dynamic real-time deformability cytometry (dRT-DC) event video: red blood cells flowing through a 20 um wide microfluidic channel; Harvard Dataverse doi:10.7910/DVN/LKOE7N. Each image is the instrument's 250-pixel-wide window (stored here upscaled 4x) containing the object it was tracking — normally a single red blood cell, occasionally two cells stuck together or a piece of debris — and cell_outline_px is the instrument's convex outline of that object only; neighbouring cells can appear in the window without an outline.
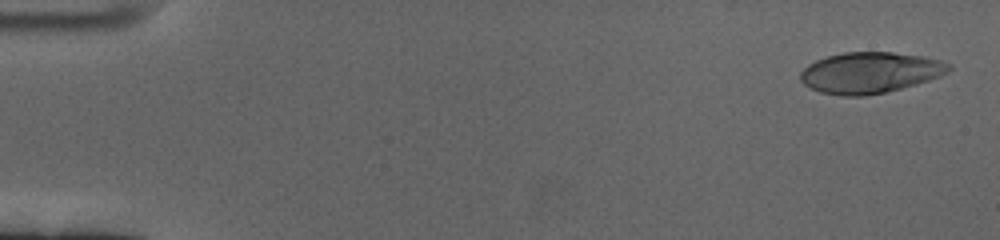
{"species": "human", "species_latin": "Homo sapiens", "temperature_condition": "cold", "stored_images_in_passage": 60, "camera_frame_rate_fps": 3000, "um_per_image_px": 0.085, "donor": {"sex": "female"}, "frame": {"image": 1, "passage_image": 2, "time_ms": 0.333, "image_size_px": [1000, 240], "cell_outline_px": [[952, 68], [948, 72], [940, 76], [928, 80], [900, 88], [884, 92], [864, 96], [844, 96], [820, 92], [804, 84], [800, 80], [800, 72], [808, 64], [816, 60], [828, 56], [844, 52], [892, 52], [920, 56], [940, 60], [948, 64]], "centroid_in_image_um": [73.92, 6.17], "position_along_channel_um": 11.1, "area_um2": 35.14}}
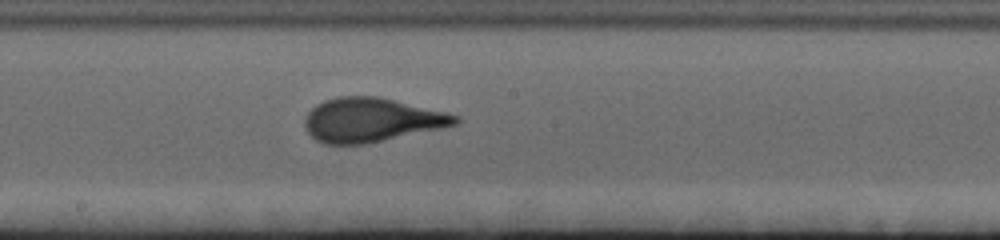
{"frame": {"image": 2, "passage_image": 33, "time_ms": 10.667, "image_size_px": [1000, 240], "cell_outline_px": [[460, 120], [456, 124], [440, 128], [364, 144], [324, 144], [316, 140], [308, 132], [304, 124], [304, 120], [308, 112], [316, 104], [324, 100], [340, 96], [376, 96], [444, 112], [460, 116]], "centroid_in_image_um": [31.51, 10.19], "position_along_channel_um": 216.7, "area_um2": 38.09}}
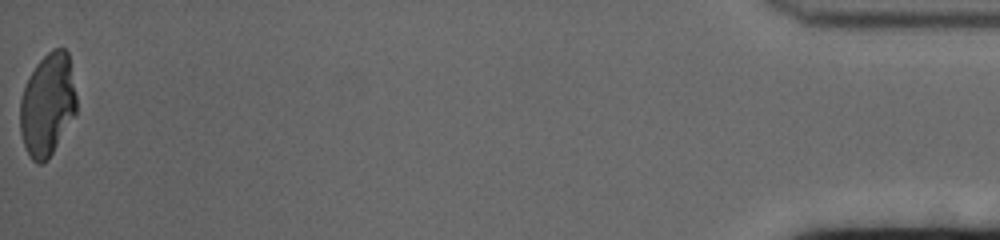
{"frame": {"image": 3, "passage_image": 60, "time_ms": 19.667, "image_size_px": [1000, 240], "cell_outline_px": [[76, 112], [48, 160], [40, 164], [36, 164], [32, 160], [24, 144], [20, 132], [20, 100], [24, 88], [36, 64], [52, 48], [64, 48], [68, 52], [76, 96]], "centroid_in_image_um": [4.03, 8.9], "position_along_channel_um": 431.2, "area_um2": 33.41}, "authors_computed_cell_mechanics": {"area_um2": 36.5296, "velocity_mm_per_s": 3.385, "shape_relaxation_time_tau1_ms": 5.0314, "shape_relaxation_time_tau2_ms": null, "deformation_change_tau1": 0.2187, "deformation_change_tau2": null}}